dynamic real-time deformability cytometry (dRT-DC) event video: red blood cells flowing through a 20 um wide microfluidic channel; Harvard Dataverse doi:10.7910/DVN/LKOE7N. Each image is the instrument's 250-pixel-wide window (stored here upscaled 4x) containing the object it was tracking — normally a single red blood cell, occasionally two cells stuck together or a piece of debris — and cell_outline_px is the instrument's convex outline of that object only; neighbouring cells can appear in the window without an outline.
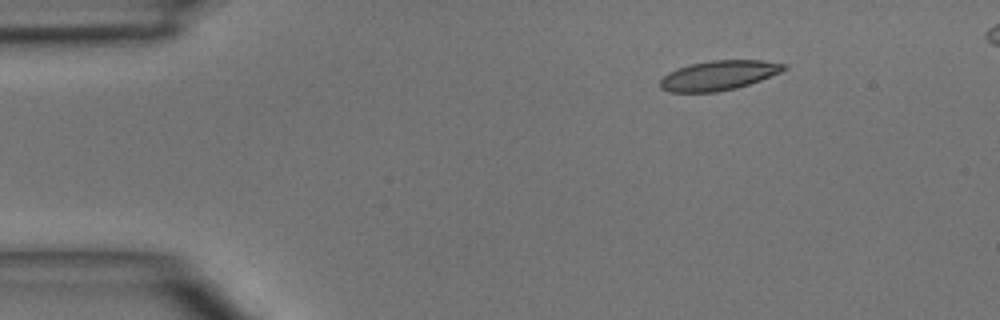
{"species": "common noctule bat (a hibernating species)", "species_latin": "Nyctalus noctula", "temperature_condition": "room temperature", "stored_images_in_passage": 3, "camera_frame_rate_fps": 3000, "um_per_image_px": 0.085, "animal": {"sex": "male", "body_mass_g": 15.6}, "frame": {"image": 1, "passage_image": 1, "time_ms": 0.0, "image_size_px": [1000, 320], "cell_outline_px": [[788, 68], [780, 72], [760, 80], [736, 88], [716, 92], [668, 92], [660, 88], [660, 80], [668, 72], [676, 68], [692, 64], [712, 60], [760, 60], [788, 64]], "centroid_in_image_um": [61.08, 6.4], "position_along_channel_um": 23.9, "area_um2": 21.33}}